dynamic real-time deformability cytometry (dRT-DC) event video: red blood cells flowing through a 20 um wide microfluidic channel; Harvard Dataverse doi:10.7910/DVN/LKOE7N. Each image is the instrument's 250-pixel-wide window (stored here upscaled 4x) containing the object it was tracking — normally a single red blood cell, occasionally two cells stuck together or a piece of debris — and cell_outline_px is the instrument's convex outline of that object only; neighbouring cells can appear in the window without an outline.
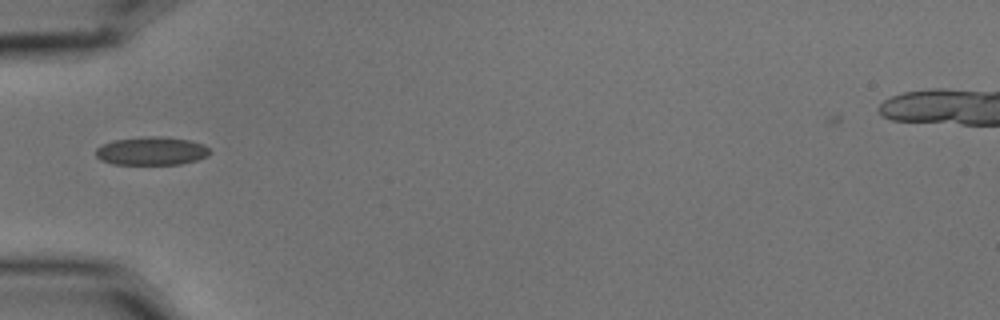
{"species": "common noctule bat (a hibernating species)", "species_latin": "Nyctalus noctula", "temperature_condition": "cold", "stored_images_in_passage": 3, "camera_frame_rate_fps": 3000, "um_per_image_px": 0.085, "animal": {"sex": "male", "body_mass_g": 15.6}, "frame": {"image": 1, "passage_image": 1, "time_ms": 0.0, "image_size_px": [1000, 320], "cell_outline_px": [[212, 152], [208, 156], [196, 160], [180, 164], [112, 164], [100, 160], [96, 156], [96, 148], [100, 144], [112, 140], [148, 136], [160, 136], [192, 140], [204, 144]], "centroid_in_image_um": [12.88, 12.82], "position_along_channel_um": 72.1, "area_um2": 19.07}}
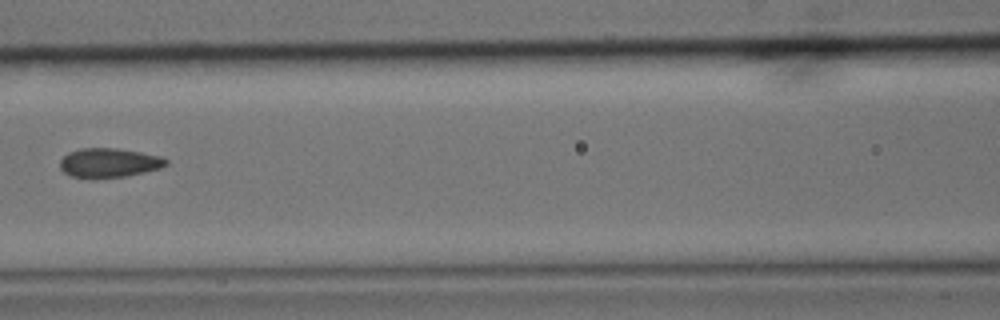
{"frame": {"image": 2, "passage_image": 3, "time_ms": 0.667, "image_size_px": [1000, 320], "cell_outline_px": [[168, 164], [160, 168], [128, 176], [92, 180], [88, 180], [72, 176], [64, 172], [60, 168], [60, 160], [68, 152], [80, 148], [116, 148], [140, 152], [160, 156], [168, 160]], "centroid_in_image_um": [9.23, 13.86], "position_along_channel_um": 157.4, "area_um2": 18.5}}